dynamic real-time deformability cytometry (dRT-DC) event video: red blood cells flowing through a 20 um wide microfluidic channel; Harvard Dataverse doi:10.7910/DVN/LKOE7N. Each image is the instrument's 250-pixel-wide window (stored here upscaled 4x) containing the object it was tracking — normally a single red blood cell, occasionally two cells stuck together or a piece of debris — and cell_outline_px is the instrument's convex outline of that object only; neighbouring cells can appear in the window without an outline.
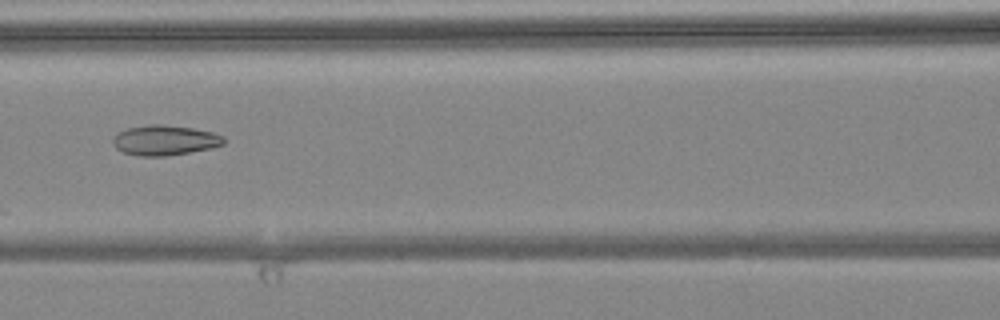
{"species": "common noctule bat (a hibernating species)", "species_latin": "Nyctalus noctula", "temperature_condition": "warm", "stored_images_in_passage": 5, "camera_frame_rate_fps": 3000, "um_per_image_px": 0.085, "animal": {"sex": "female", "body_mass_g": 24.6, "forearm_length_mm": 56.2}, "frame": {"image": 1, "passage_image": 5, "time_ms": 1.333, "image_size_px": [1000, 320], "cell_outline_px": [[224, 144], [212, 148], [164, 156], [136, 156], [124, 152], [116, 148], [112, 144], [112, 136], [116, 132], [128, 128], [152, 124], [160, 124], [192, 128], [212, 132], [224, 136]], "centroid_in_image_um": [13.96, 11.92], "position_along_channel_um": 152.6, "area_um2": 19.48}}